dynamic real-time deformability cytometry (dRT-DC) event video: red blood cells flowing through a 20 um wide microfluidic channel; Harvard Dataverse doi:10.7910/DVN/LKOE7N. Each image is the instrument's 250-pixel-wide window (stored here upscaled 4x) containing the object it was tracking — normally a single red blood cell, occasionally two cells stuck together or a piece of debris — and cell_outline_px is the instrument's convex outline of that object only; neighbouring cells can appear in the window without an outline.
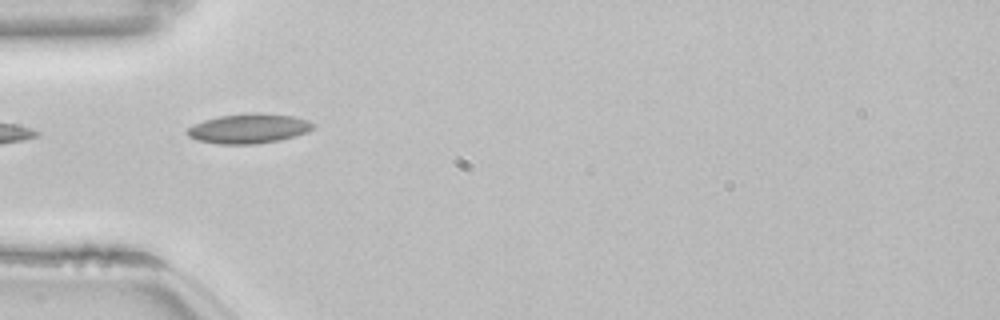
{"species": "common noctule bat (a hibernating species)", "species_latin": "Nyctalus noctula", "temperature_condition": "room temperature", "stored_images_in_passage": 4, "camera_frame_rate_fps": 3000, "um_per_image_px": 0.085, "animal": {"sex": "female", "body_mass_g": 22.7, "forearm_length_mm": 54.2}, "frame": {"image": 1, "passage_image": 1, "time_ms": 0.0, "image_size_px": [1000, 320], "cell_outline_px": [[316, 124], [308, 132], [280, 140], [256, 144], [220, 144], [196, 140], [188, 136], [184, 132], [192, 124], [204, 120], [220, 116], [252, 112], [260, 112], [292, 116], [308, 120]], "centroid_in_image_um": [21.13, 10.92], "position_along_channel_um": 63.9, "area_um2": 21.96}}